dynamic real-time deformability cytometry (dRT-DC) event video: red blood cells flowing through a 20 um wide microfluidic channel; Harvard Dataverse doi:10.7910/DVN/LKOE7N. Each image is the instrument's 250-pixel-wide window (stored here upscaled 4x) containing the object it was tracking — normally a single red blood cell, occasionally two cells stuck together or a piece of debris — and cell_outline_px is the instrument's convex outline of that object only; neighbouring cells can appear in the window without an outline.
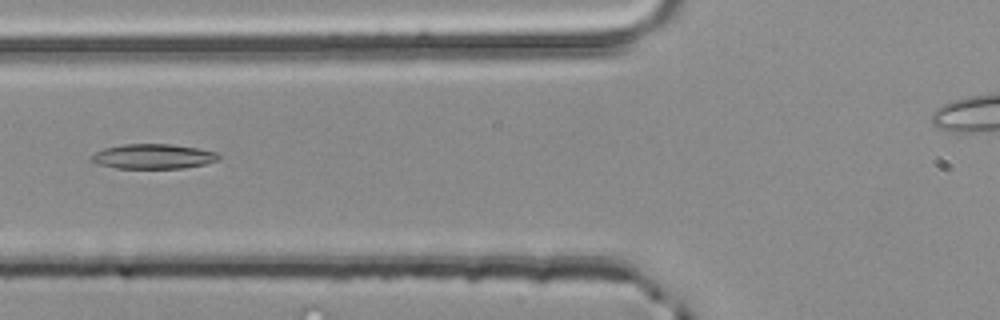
{"species": "common noctule bat (a hibernating species)", "species_latin": "Nyctalus noctula", "temperature_condition": "room temperature", "stored_images_in_passage": 30, "camera_frame_rate_fps": 3000, "um_per_image_px": 0.085, "animal": {"sex": "male", "body_mass_g": 20.4}, "frame": {"image": 1, "passage_image": 4, "time_ms": 1.0, "image_size_px": [1000, 320], "cell_outline_px": [[220, 160], [208, 164], [184, 168], [116, 168], [100, 164], [88, 160], [96, 152], [104, 148], [124, 144], [172, 144], [220, 152]], "centroid_in_image_um": [13.09, 13.3], "position_along_channel_um": 112.7, "area_um2": 18.55}}
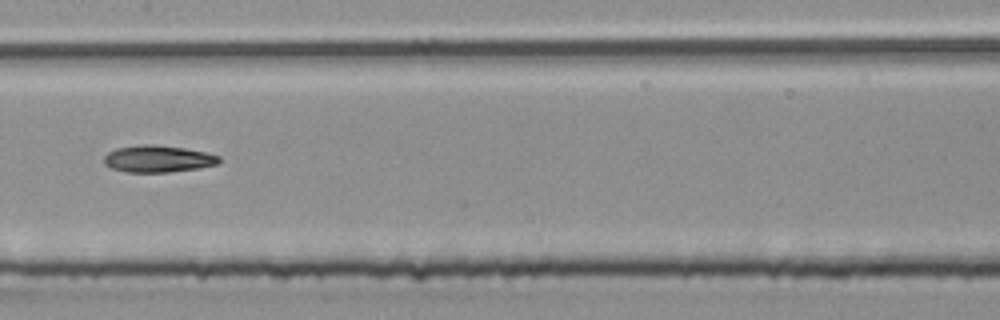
{"frame": {"image": 2, "passage_image": 10, "time_ms": 3.0, "image_size_px": [1000, 320], "cell_outline_px": [[220, 160], [216, 164], [200, 168], [168, 172], [128, 172], [112, 168], [104, 164], [104, 156], [108, 152], [116, 148], [144, 144], [156, 144], [184, 148], [204, 152], [220, 156]], "centroid_in_image_um": [13.41, 13.49], "position_along_channel_um": 194.0, "area_um2": 17.98}}
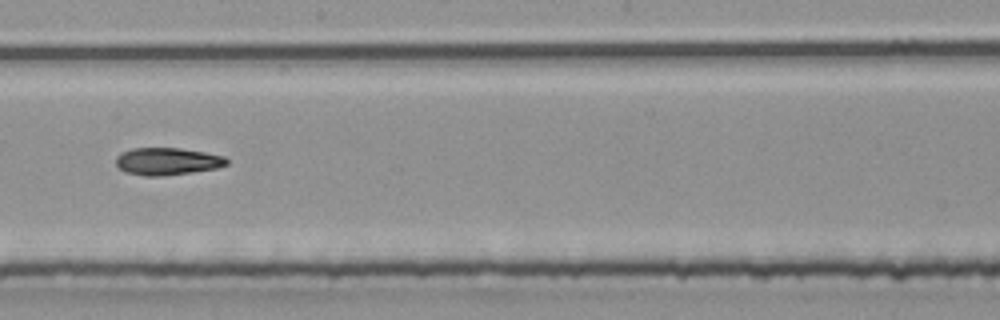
{"frame": {"image": 3, "passage_image": 13, "time_ms": 4.0, "image_size_px": [1000, 320], "cell_outline_px": [[228, 164], [216, 168], [192, 172], [164, 176], [144, 176], [124, 172], [116, 164], [116, 156], [120, 152], [132, 148], [180, 148], [204, 152], [224, 156], [228, 160]], "centroid_in_image_um": [14.19, 13.71], "position_along_channel_um": 234.0, "area_um2": 17.74}}